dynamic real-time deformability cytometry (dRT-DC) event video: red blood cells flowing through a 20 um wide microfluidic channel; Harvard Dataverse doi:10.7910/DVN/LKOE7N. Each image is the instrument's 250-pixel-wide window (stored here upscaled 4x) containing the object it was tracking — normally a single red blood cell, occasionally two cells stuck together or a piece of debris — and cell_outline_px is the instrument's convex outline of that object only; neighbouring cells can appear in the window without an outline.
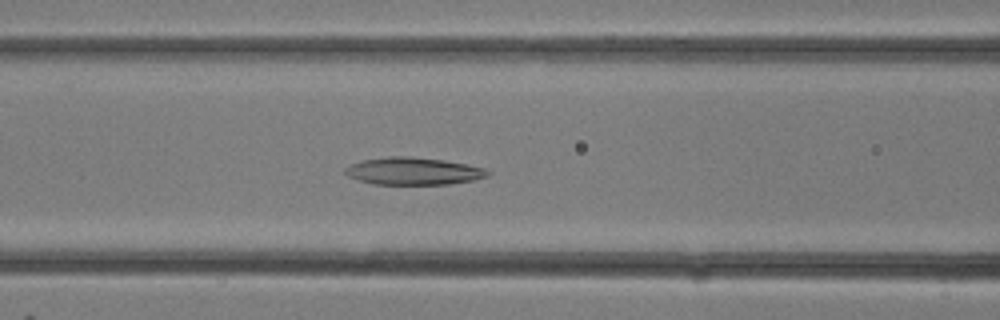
{"species": "common noctule bat (a hibernating species)", "species_latin": "Nyctalus noctula", "temperature_condition": "room temperature", "stored_images_in_passage": 27, "camera_frame_rate_fps": 3000, "um_per_image_px": 0.085, "animal": {"sex": "female"}, "frame": {"image": 1, "passage_image": 9, "time_ms": 2.667, "image_size_px": [1000, 320], "cell_outline_px": [[492, 172], [488, 176], [472, 180], [448, 184], [372, 184], [348, 176], [344, 172], [344, 168], [360, 160], [388, 156], [412, 156], [444, 160], [484, 168]], "centroid_in_image_um": [35.11, 14.54], "position_along_channel_um": 131.5, "area_um2": 22.72}}
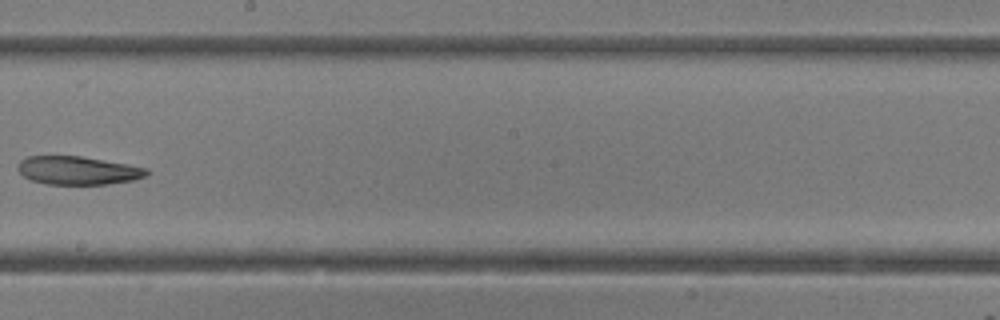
{"frame": {"image": 2, "passage_image": 14, "time_ms": 4.333, "image_size_px": [1000, 320], "cell_outline_px": [[152, 172], [144, 176], [132, 180], [108, 184], [48, 184], [32, 180], [24, 176], [16, 168], [16, 164], [20, 160], [28, 156], [80, 156], [128, 164], [148, 168]], "centroid_in_image_um": [6.62, 14.48], "position_along_channel_um": 241.6, "area_um2": 21.27}}
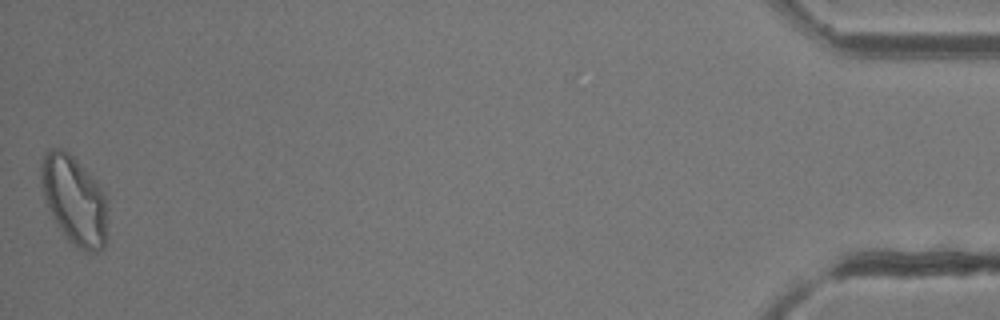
{"frame": {"image": 3, "passage_image": 27, "time_ms": 8.667, "image_size_px": [1000, 320], "cell_outline_px": [[108, 208], [104, 248], [96, 252], [88, 252], [72, 244], [68, 240], [56, 224], [44, 200], [40, 180], [40, 164], [44, 152], [52, 148], [64, 148], [84, 168], [104, 192], [108, 200]], "centroid_in_image_um": [6.3, 17.0], "position_along_channel_um": 428.9, "area_um2": 34.68}}